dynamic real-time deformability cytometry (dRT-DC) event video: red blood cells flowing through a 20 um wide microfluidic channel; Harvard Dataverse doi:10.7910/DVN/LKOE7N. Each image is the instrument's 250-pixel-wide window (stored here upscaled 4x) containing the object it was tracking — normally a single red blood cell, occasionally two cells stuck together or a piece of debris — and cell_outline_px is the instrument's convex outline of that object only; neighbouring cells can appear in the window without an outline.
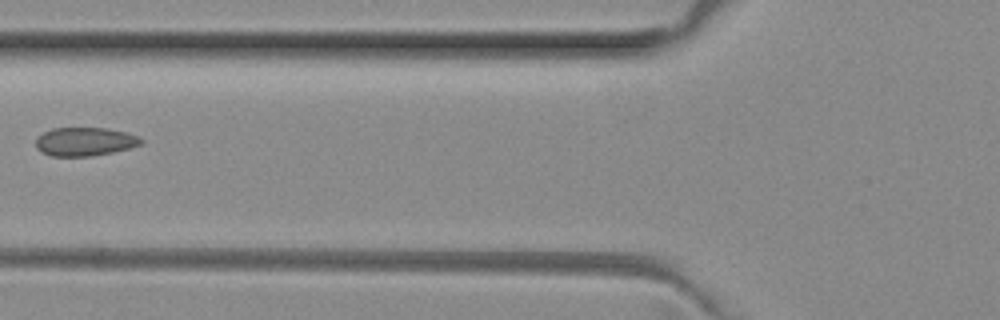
{"species": "common noctule bat (a hibernating species)", "species_latin": "Nyctalus noctula", "temperature_condition": "room temperature", "stored_images_in_passage": 5, "camera_frame_rate_fps": 3000, "um_per_image_px": 0.085, "animal": {"sex": "female", "body_mass_g": 29.2, "forearm_length_mm": 56.3}, "frame": {"image": 1, "passage_image": 5, "time_ms": 1.333, "image_size_px": [1000, 320], "cell_outline_px": [[144, 140], [140, 144], [128, 148], [112, 152], [92, 156], [52, 156], [40, 152], [36, 148], [36, 140], [44, 132], [52, 128], [108, 128], [128, 132], [140, 136]], "centroid_in_image_um": [7.23, 12.03], "position_along_channel_um": 118.6, "area_um2": 17.57}}